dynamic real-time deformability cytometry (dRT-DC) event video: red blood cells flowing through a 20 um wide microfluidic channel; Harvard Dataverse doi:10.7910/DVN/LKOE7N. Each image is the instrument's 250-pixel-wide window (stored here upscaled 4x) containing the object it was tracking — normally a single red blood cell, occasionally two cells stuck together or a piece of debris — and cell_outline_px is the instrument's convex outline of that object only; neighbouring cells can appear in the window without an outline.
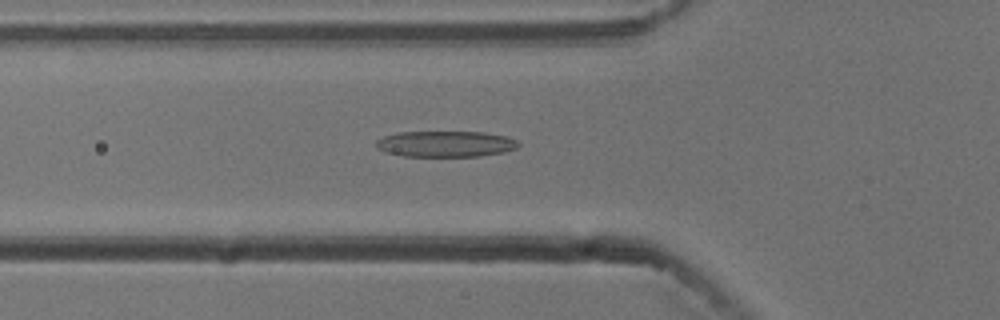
{"species": "common noctule bat (a hibernating species)", "species_latin": "Nyctalus noctula", "temperature_condition": "cold", "stored_images_in_passage": 54, "camera_frame_rate_fps": 3000, "um_per_image_px": 0.085, "animal": {"sex": "male", "body_mass_g": 13.3}, "frame": {"image": 1, "passage_image": 19, "time_ms": 6.0, "image_size_px": [1000, 320], "cell_outline_px": [[520, 144], [516, 148], [504, 152], [480, 156], [404, 156], [384, 152], [376, 148], [376, 140], [384, 136], [396, 132], [484, 132], [508, 136], [516, 140]], "centroid_in_image_um": [37.86, 12.23], "position_along_channel_um": 87.9, "area_um2": 21.68}}
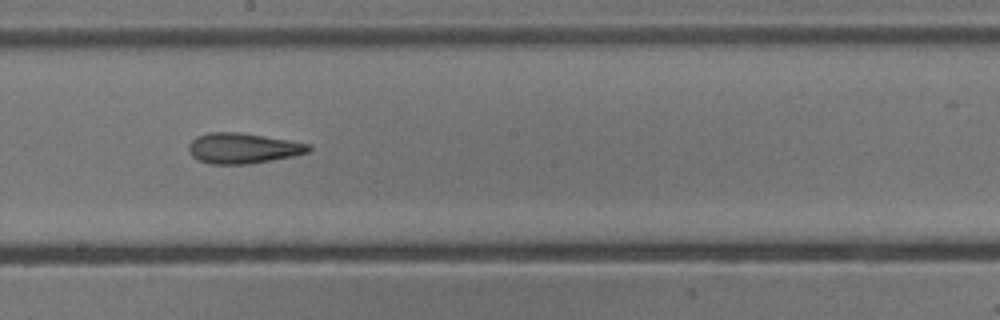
{"frame": {"image": 2, "passage_image": 30, "time_ms": 9.667, "image_size_px": [1000, 320], "cell_outline_px": [[312, 148], [308, 152], [292, 156], [272, 160], [248, 164], [208, 164], [196, 160], [192, 156], [188, 148], [188, 144], [196, 136], [208, 132], [240, 132], [288, 140], [308, 144]], "centroid_in_image_um": [20.59, 12.6], "position_along_channel_um": 227.6, "area_um2": 21.33}}
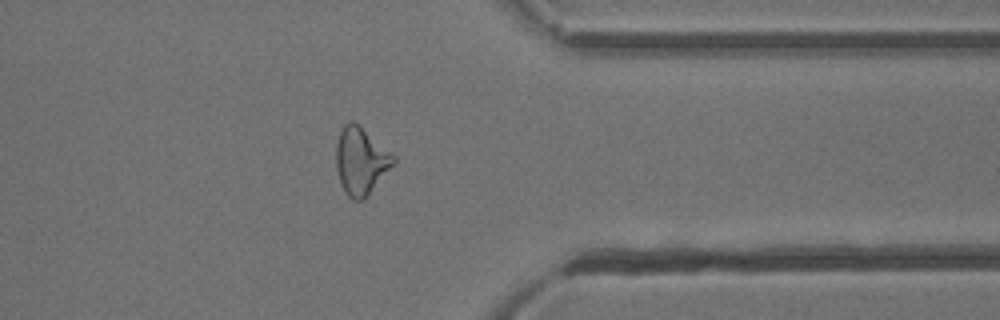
{"frame": {"image": 3, "passage_image": 43, "time_ms": 14.0, "image_size_px": [1000, 320], "cell_outline_px": [[396, 164], [368, 196], [360, 200], [352, 200], [348, 196], [340, 184], [336, 168], [336, 144], [340, 132], [344, 124], [348, 120], [352, 120], [392, 152], [396, 156]], "centroid_in_image_um": [30.7, 13.7], "position_along_channel_um": 380.7, "area_um2": 22.77}, "authors_computed_cell_mechanics": {"area_um2": 21.7039, "velocity_mm_per_s": 3.7738, "shape_relaxation_time_tau1_ms": 6.1982, "shape_relaxation_time_tau2_ms": 2.5697, "deformation_change_tau1": 0.2045, "deformation_change_tau2": 0.138}}